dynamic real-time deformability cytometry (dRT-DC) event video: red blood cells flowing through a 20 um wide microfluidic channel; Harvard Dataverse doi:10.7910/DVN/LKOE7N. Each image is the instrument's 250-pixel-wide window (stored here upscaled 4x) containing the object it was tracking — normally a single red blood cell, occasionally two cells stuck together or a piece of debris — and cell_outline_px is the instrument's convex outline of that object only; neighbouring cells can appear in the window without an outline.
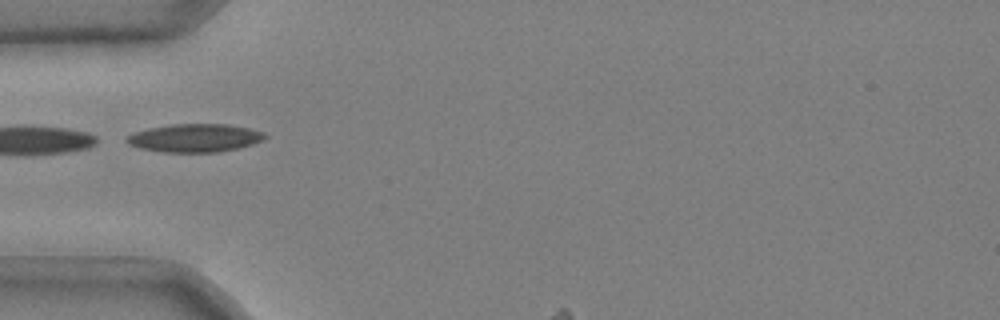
{"species": "common noctule bat (a hibernating species)", "species_latin": "Nyctalus noctula", "temperature_condition": "cold", "stored_images_in_passage": 3, "camera_frame_rate_fps": 3000, "um_per_image_px": 0.085, "animal": {"sex": "male", "body_mass_g": 20.4}, "frame": {"image": 1, "passage_image": 1, "time_ms": 0.0, "image_size_px": [1000, 320], "cell_outline_px": [[268, 136], [264, 140], [252, 144], [220, 152], [164, 152], [140, 148], [128, 144], [124, 140], [128, 136], [136, 132], [148, 128], [172, 124], [228, 124], [248, 128], [264, 132]], "centroid_in_image_um": [16.58, 11.72], "position_along_channel_um": 68.4, "area_um2": 22.66}}